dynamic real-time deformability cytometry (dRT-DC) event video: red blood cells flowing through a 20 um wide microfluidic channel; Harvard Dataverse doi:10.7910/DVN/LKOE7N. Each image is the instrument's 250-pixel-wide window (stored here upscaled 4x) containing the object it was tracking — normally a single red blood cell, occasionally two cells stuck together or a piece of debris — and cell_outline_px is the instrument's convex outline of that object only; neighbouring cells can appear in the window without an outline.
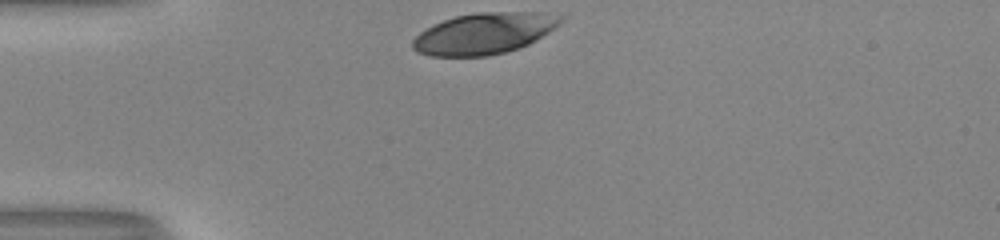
{"species": "human", "species_latin": "Homo sapiens", "temperature_condition": "room temperature", "stored_images_in_passage": 29, "camera_frame_rate_fps": 3000, "um_per_image_px": 0.085, "donor": {"sex": "male"}, "frame": {"image": 1, "passage_image": 1, "time_ms": 0.0, "image_size_px": [1000, 240], "cell_outline_px": [[564, 20], [560, 24], [548, 32], [528, 44], [504, 52], [488, 56], [428, 56], [416, 52], [412, 48], [412, 40], [420, 32], [432, 24], [456, 16], [476, 12], [540, 12], [564, 16]], "centroid_in_image_um": [41.12, 2.84], "position_along_channel_um": 43.9, "area_um2": 35.55}}
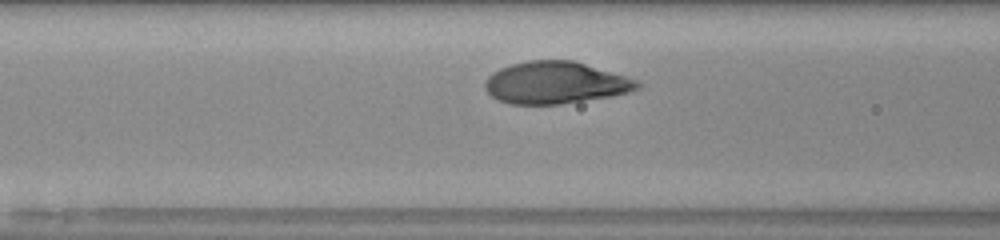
{"frame": {"image": 2, "passage_image": 9, "time_ms": 2.667, "image_size_px": [1000, 240], "cell_outline_px": [[640, 88], [628, 92], [612, 96], [560, 104], [508, 104], [496, 100], [484, 88], [484, 80], [492, 72], [500, 68], [512, 64], [528, 60], [572, 60], [624, 76], [636, 80], [640, 84]], "centroid_in_image_um": [47.15, 7.04], "position_along_channel_um": 119.5, "area_um2": 37.22}}
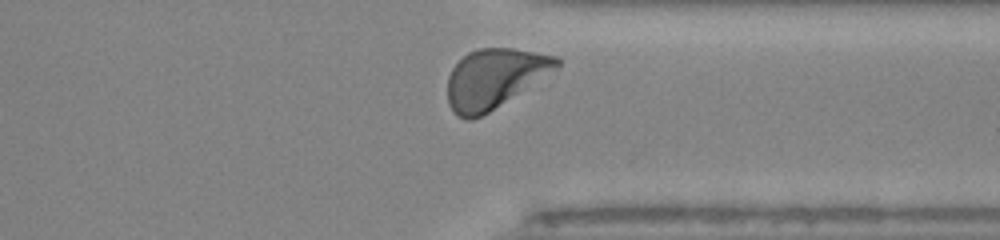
{"frame": {"image": 3, "passage_image": 28, "time_ms": 9.0, "image_size_px": [1000, 240], "cell_outline_px": [[564, 60], [556, 68], [488, 112], [472, 120], [464, 120], [456, 116], [452, 112], [448, 104], [448, 76], [452, 68], [468, 52], [480, 48], [512, 48], [560, 56]], "centroid_in_image_um": [41.99, 6.66], "position_along_channel_um": 369.4, "area_um2": 37.34}, "authors_computed_cell_mechanics": {"area_um2": 37.5122, "velocity_mm_per_s": 3.948, "shape_relaxation_time_tau1_ms": 2.126, "shape_relaxation_time_tau2_ms": null, "deformation_change_tau1": 0.1875, "deformation_change_tau2": null}}